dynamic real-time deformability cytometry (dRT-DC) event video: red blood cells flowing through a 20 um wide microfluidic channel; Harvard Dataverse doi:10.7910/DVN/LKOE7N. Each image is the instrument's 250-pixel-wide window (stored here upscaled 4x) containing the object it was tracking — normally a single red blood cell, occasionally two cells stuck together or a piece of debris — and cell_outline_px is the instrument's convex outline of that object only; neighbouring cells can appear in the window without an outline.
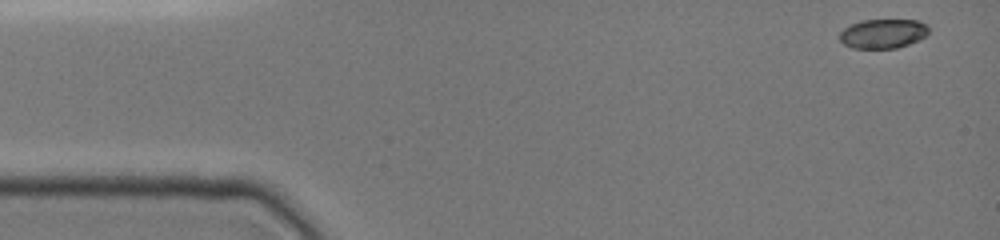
{"species": "common noctule bat (a hibernating species)", "species_latin": "Nyctalus noctula", "temperature_condition": "cold", "stored_images_in_passage": 15, "camera_frame_rate_fps": 3000, "um_per_image_px": 0.085, "animal": {"sex": "female", "body_mass_g": 19.0, "forearm_length_mm": 51.5}, "frame": {"image": 1, "passage_image": 1, "time_ms": 0.0, "image_size_px": [1000, 240], "cell_outline_px": [[928, 36], [920, 40], [896, 48], [852, 48], [844, 44], [840, 40], [840, 32], [844, 28], [860, 20], [916, 20], [928, 24]], "centroid_in_image_um": [75.09, 2.85], "position_along_channel_um": 9.9, "area_um2": 15.32}}
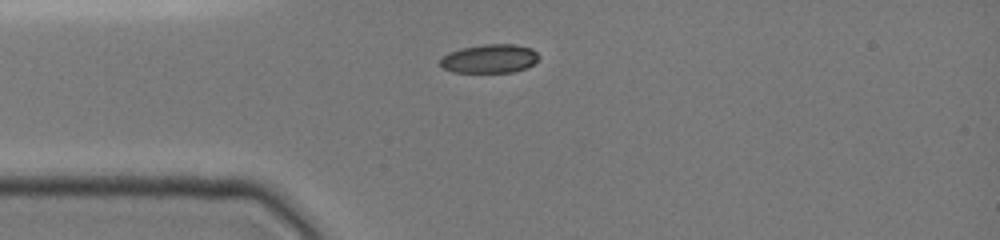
{"frame": {"image": 2, "passage_image": 11, "time_ms": 3.333, "image_size_px": [1000, 240], "cell_outline_px": [[540, 56], [532, 64], [524, 68], [512, 72], [452, 72], [444, 68], [440, 64], [440, 56], [448, 52], [460, 48], [484, 44], [516, 44], [532, 48]], "centroid_in_image_um": [41.58, 4.97], "position_along_channel_um": 43.4, "area_um2": 16.59}}
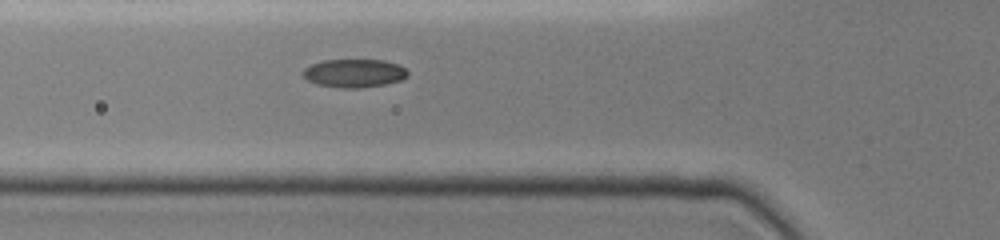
{"frame": {"image": 3, "passage_image": 15, "time_ms": 5.0, "image_size_px": [1000, 240], "cell_outline_px": [[408, 76], [400, 80], [384, 84], [360, 88], [340, 88], [316, 84], [308, 80], [300, 72], [304, 68], [312, 64], [324, 60], [384, 60], [396, 64], [404, 68], [408, 72]], "centroid_in_image_um": [30.07, 6.22], "position_along_channel_um": 95.7, "area_um2": 17.22}}